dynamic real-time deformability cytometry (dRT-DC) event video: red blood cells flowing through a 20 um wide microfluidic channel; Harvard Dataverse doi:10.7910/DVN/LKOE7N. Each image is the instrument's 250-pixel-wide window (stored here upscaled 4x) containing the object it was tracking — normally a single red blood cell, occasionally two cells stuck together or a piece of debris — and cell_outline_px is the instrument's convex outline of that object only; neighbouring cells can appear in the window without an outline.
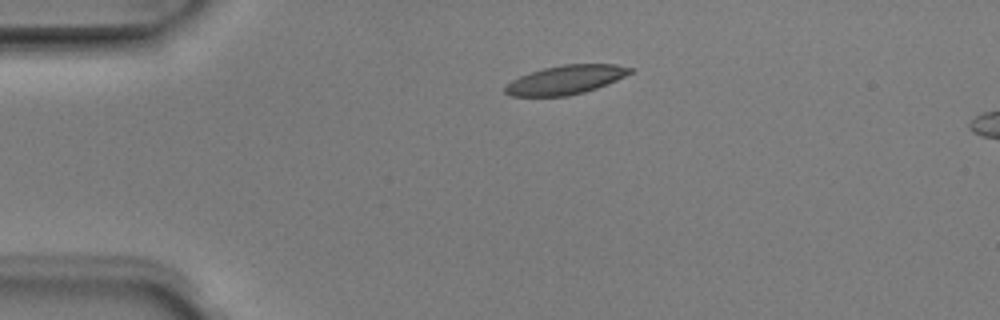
{"species": "Egyptian fruit bat (a non-hibernating species)", "species_latin": "Rousettus aegyptiacus", "temperature_condition": "room temperature", "stored_images_in_passage": 3, "camera_frame_rate_fps": 3000, "um_per_image_px": 0.085, "animal": {"sex": "male"}, "frame": {"image": 1, "passage_image": 1, "time_ms": 0.0, "image_size_px": [1000, 320], "cell_outline_px": [[636, 68], [632, 72], [616, 80], [596, 88], [584, 92], [568, 96], [512, 96], [504, 92], [504, 88], [512, 80], [520, 76], [544, 68], [564, 64], [616, 64]], "centroid_in_image_um": [48.11, 6.78], "position_along_channel_um": 36.9, "area_um2": 20.92}}